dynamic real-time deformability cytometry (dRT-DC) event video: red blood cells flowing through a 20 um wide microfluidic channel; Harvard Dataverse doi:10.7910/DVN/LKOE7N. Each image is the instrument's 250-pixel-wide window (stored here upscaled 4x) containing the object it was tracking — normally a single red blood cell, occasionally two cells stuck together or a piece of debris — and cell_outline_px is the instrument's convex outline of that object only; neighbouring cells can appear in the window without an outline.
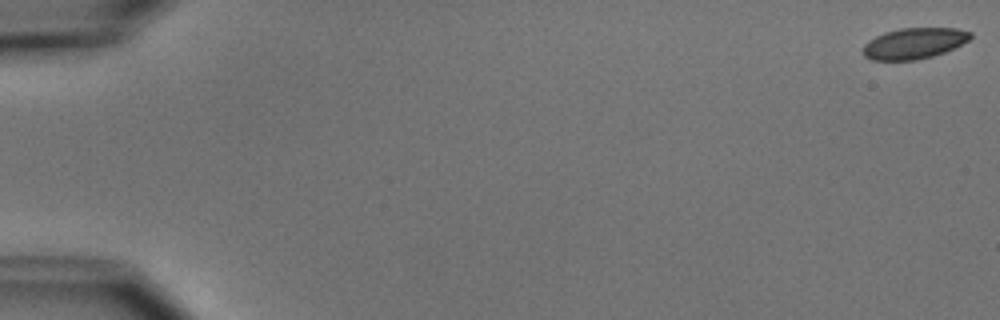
{"species": "common noctule bat (a hibernating species)", "species_latin": "Nyctalus noctula", "temperature_condition": "cold", "stored_images_in_passage": 54, "camera_frame_rate_fps": 3000, "um_per_image_px": 0.085, "animal": {"sex": "male", "body_mass_g": 15.6}, "frame": {"image": 1, "passage_image": 1, "time_ms": 0.0, "image_size_px": [1000, 320], "cell_outline_px": [[972, 36], [960, 44], [940, 52], [928, 56], [908, 60], [880, 60], [868, 56], [864, 52], [864, 48], [872, 40], [880, 36], [892, 32], [908, 28], [948, 28], [968, 32]], "centroid_in_image_um": [77.73, 3.68], "position_along_channel_um": 7.3, "area_um2": 17.63}}
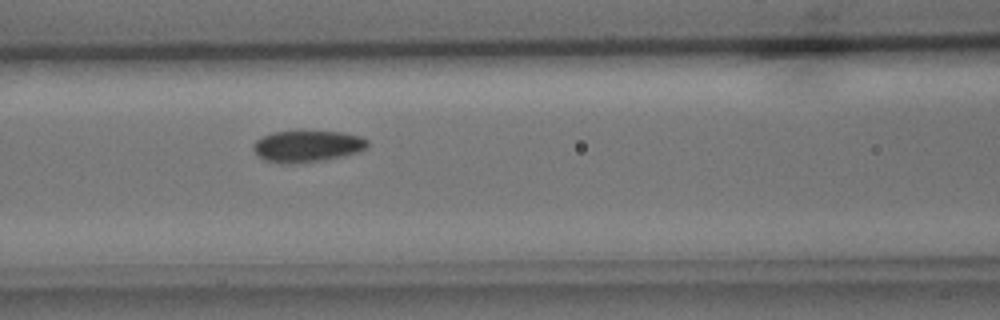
{"frame": {"image": 2, "passage_image": 24, "time_ms": 7.667, "image_size_px": [1000, 320], "cell_outline_px": [[364, 144], [360, 148], [344, 152], [324, 156], [296, 160], [276, 160], [264, 156], [256, 148], [256, 144], [260, 140], [268, 136], [284, 132], [324, 132], [352, 136], [364, 140]], "centroid_in_image_um": [26.03, 12.34], "position_along_channel_um": 140.6, "area_um2": 16.59}}
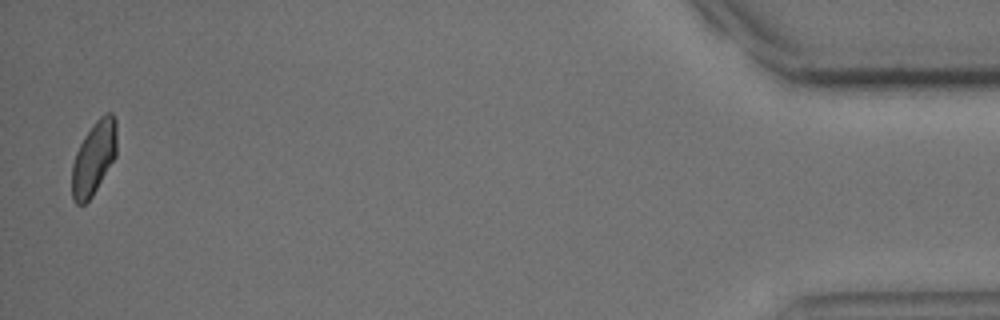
{"frame": {"image": 3, "passage_image": 53, "time_ms": 17.333, "image_size_px": [1000, 320], "cell_outline_px": [[116, 152], [112, 160], [88, 200], [84, 204], [80, 204], [72, 196], [72, 168], [76, 156], [88, 132], [100, 120], [108, 116], [112, 116], [116, 144]], "centroid_in_image_um": [7.93, 13.55], "position_along_channel_um": 427.3, "area_um2": 16.99}, "authors_computed_cell_mechanics": {"area_um2": 16.7042, "velocity_mm_per_s": 3.8069, "shape_relaxation_time_tau1_ms": 10.4876, "shape_relaxation_time_tau2_ms": 1.9651, "deformation_change_tau1": 0.1802, "deformation_change_tau2": 0.0705}}